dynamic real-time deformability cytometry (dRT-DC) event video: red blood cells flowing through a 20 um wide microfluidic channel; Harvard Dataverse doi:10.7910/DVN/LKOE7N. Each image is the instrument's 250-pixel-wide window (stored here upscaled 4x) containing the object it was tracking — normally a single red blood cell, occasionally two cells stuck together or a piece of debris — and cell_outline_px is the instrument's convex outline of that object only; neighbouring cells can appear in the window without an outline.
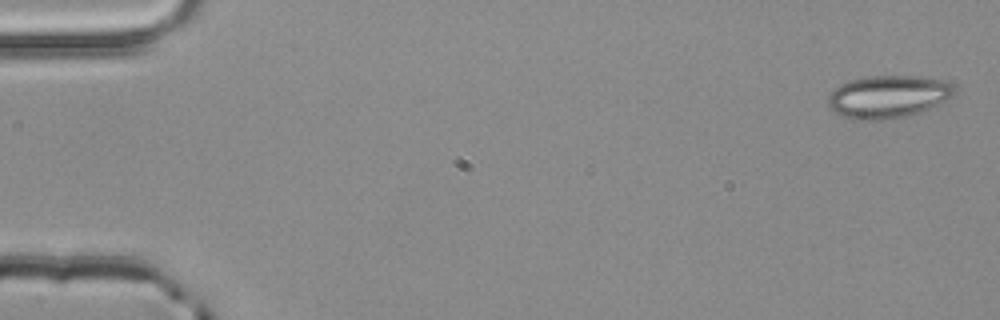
{"species": "common noctule bat (a hibernating species)", "species_latin": "Nyctalus noctula", "temperature_condition": "room temperature", "stored_images_in_passage": 4, "camera_frame_rate_fps": 3000, "um_per_image_px": 0.085, "animal": {"sex": "male", "body_mass_g": 20.4}, "frame": {"image": 1, "passage_image": 1, "time_ms": 0.0, "image_size_px": [1000, 320], "cell_outline_px": [[956, 92], [948, 100], [908, 116], [884, 120], [852, 120], [828, 108], [828, 96], [840, 84], [848, 80], [868, 76], [916, 76], [944, 80], [952, 84]], "centroid_in_image_um": [75.48, 8.22], "position_along_channel_um": 9.5, "area_um2": 31.5}}
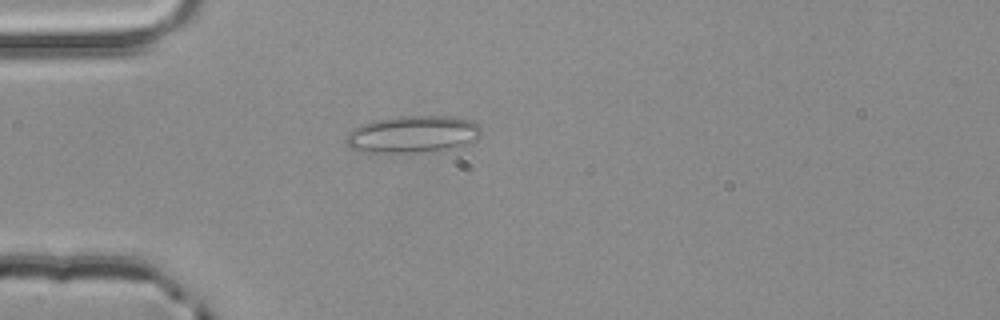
{"frame": {"image": 2, "passage_image": 4, "time_ms": 1.0, "image_size_px": [1000, 320], "cell_outline_px": [[480, 132], [476, 136], [460, 144], [448, 148], [408, 156], [364, 152], [352, 148], [344, 140], [348, 132], [352, 128], [372, 120], [400, 116], [456, 116], [472, 120], [480, 124]], "centroid_in_image_um": [34.98, 11.43], "position_along_channel_um": 50.0, "area_um2": 29.82}}